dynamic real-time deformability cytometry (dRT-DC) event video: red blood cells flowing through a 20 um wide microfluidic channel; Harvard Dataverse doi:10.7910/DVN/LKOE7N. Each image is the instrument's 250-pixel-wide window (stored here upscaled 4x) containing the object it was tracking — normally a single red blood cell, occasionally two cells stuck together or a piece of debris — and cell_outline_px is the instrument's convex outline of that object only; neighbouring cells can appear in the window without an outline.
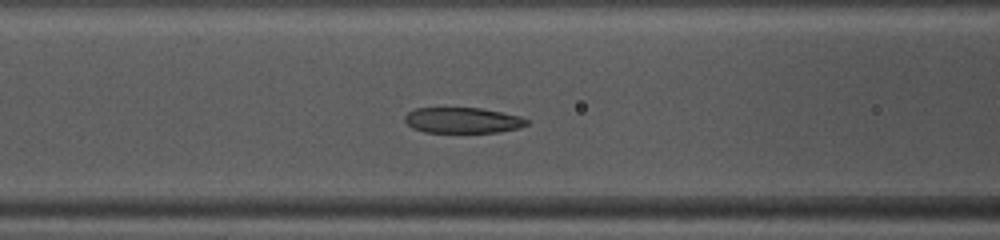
{"species": "common noctule bat (a hibernating species)", "species_latin": "Nyctalus noctula", "temperature_condition": "warm", "stored_images_in_passage": 33, "camera_frame_rate_fps": 3000, "um_per_image_px": 0.085, "animal": {"sex": "female", "body_mass_g": 10.0, "forearm_length_mm": 53.1}, "frame": {"image": 1, "passage_image": 6, "time_ms": 1.667, "image_size_px": [1000, 240], "cell_outline_px": [[528, 124], [520, 128], [500, 132], [424, 132], [412, 128], [404, 120], [404, 116], [408, 112], [416, 108], [480, 108], [520, 116], [528, 120]], "centroid_in_image_um": [39.32, 10.23], "position_along_channel_um": 127.3, "area_um2": 18.21}}
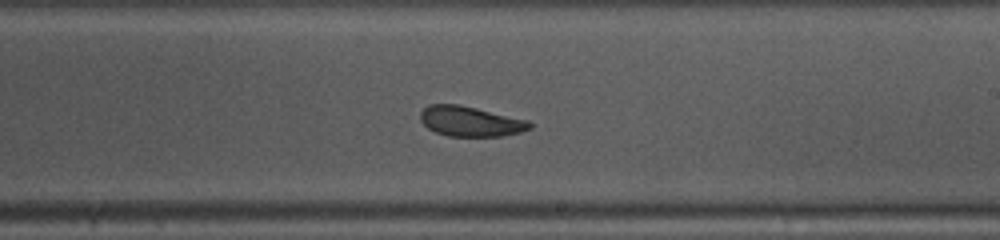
{"frame": {"image": 2, "passage_image": 15, "time_ms": 4.667, "image_size_px": [1000, 240], "cell_outline_px": [[532, 128], [520, 132], [500, 136], [448, 136], [436, 132], [428, 128], [420, 120], [420, 112], [428, 104], [456, 104], [476, 108], [528, 120], [532, 124]], "centroid_in_image_um": [39.97, 10.31], "position_along_channel_um": 249.0, "area_um2": 19.07}}
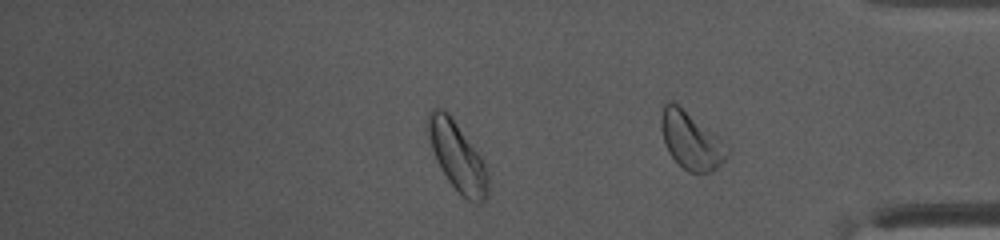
{"frame": {"image": 3, "passage_image": 25, "time_ms": 8.0, "image_size_px": [1000, 240], "cell_outline_px": [[488, 196], [480, 204], [476, 204], [460, 196], [448, 180], [440, 168], [436, 160], [428, 136], [428, 112], [432, 108], [440, 108], [448, 112], [480, 156], [488, 172]], "centroid_in_image_um": [38.88, 13.35], "position_along_channel_um": 396.3, "area_um2": 23.99}, "authors_computed_cell_mechanics": {"area_um2": 19.7676, "velocity_mm_per_s": 4.0643, "shape_relaxation_time_tau1_ms": 2.547, "shape_relaxation_time_tau2_ms": 2.1897, "deformation_change_tau1": 0.1047, "deformation_change_tau2": 0.0914}}